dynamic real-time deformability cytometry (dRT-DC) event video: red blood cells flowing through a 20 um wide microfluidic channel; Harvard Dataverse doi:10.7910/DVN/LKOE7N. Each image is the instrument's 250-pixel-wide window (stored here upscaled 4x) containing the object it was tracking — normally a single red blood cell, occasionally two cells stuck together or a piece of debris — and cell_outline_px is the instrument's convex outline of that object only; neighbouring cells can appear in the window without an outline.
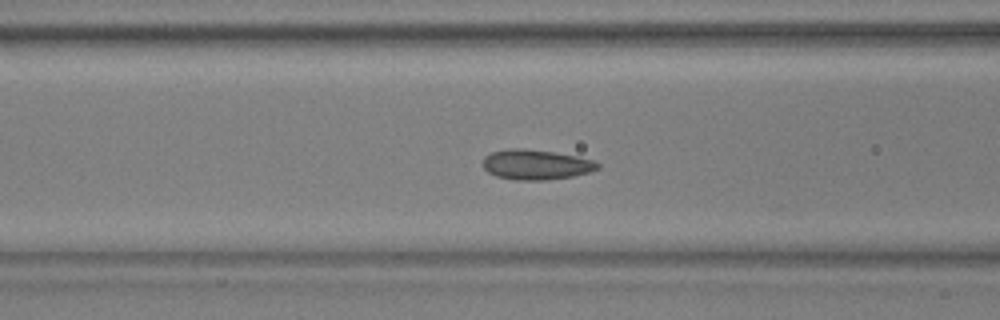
{"species": "common noctule bat (a hibernating species)", "species_latin": "Nyctalus noctula", "temperature_condition": "warm", "stored_images_in_passage": 32, "camera_frame_rate_fps": 3000, "um_per_image_px": 0.085, "animal": {"sex": "male", "body_mass_g": 17.9, "forearm_length_mm": 54.2}, "frame": {"image": 1, "passage_image": 22, "time_ms": 7.0, "image_size_px": [1000, 320], "cell_outline_px": [[600, 168], [588, 172], [572, 176], [548, 180], [516, 180], [496, 176], [488, 172], [484, 168], [484, 156], [492, 152], [508, 148], [524, 148], [552, 152], [576, 156], [592, 160], [600, 164]], "centroid_in_image_um": [45.55, 13.99], "position_along_channel_um": 121.1, "area_um2": 20.0}}